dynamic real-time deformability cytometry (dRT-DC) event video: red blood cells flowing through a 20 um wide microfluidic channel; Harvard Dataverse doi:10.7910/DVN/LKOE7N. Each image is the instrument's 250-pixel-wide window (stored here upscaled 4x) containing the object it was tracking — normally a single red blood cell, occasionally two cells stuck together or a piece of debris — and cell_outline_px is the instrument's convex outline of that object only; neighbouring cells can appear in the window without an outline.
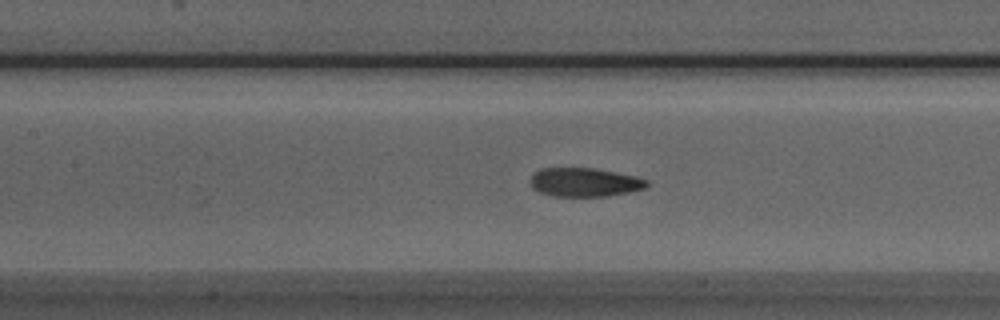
{"species": "Egyptian fruit bat (a non-hibernating species)", "species_latin": "Rousettus aegyptiacus", "temperature_condition": "room temperature", "stored_images_in_passage": 32, "camera_frame_rate_fps": 3000, "um_per_image_px": 0.085, "animal": {"sex": "male"}, "frame": {"image": 1, "passage_image": 8, "time_ms": 2.333, "image_size_px": [1000, 320], "cell_outline_px": [[648, 184], [644, 188], [628, 192], [608, 196], [552, 196], [540, 192], [532, 188], [532, 176], [540, 168], [592, 168], [636, 176], [648, 180]], "centroid_in_image_um": [49.69, 15.49], "position_along_channel_um": 157.7, "area_um2": 19.31}}
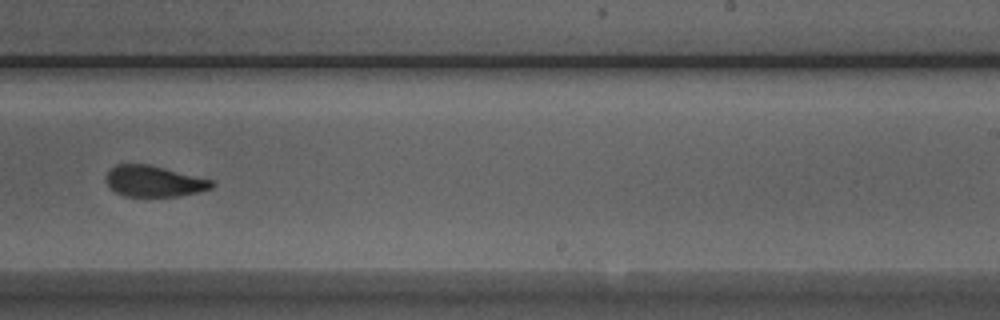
{"frame": {"image": 2, "passage_image": 17, "time_ms": 5.333, "image_size_px": [1000, 320], "cell_outline_px": [[216, 184], [212, 188], [200, 192], [180, 196], [124, 196], [108, 188], [108, 172], [116, 164], [148, 164], [212, 180]], "centroid_in_image_um": [13.11, 15.42], "position_along_channel_um": 275.9, "area_um2": 18.96}}
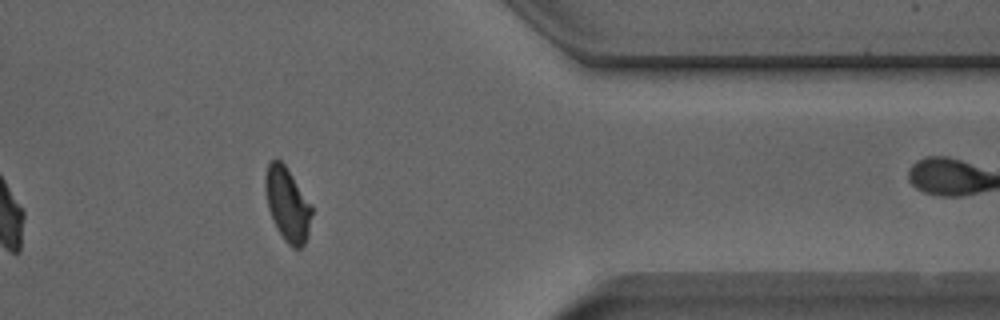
{"frame": {"image": 3, "passage_image": 27, "time_ms": 8.667, "image_size_px": [1000, 320], "cell_outline_px": [[312, 212], [308, 236], [304, 244], [300, 248], [292, 248], [284, 240], [276, 228], [268, 208], [264, 188], [264, 176], [268, 164], [272, 160], [280, 160], [284, 164], [312, 204]], "centroid_in_image_um": [24.43, 17.38], "position_along_channel_um": 387.0, "area_um2": 20.06}, "authors_computed_cell_mechanics": {"area_um2": 20.0855, "velocity_mm_per_s": 3.956, "shape_relaxation_time_tau1_ms": 5.3006, "shape_relaxation_time_tau2_ms": 1.4308, "deformation_change_tau1": 0.1642, "deformation_change_tau2": 0.0733}}